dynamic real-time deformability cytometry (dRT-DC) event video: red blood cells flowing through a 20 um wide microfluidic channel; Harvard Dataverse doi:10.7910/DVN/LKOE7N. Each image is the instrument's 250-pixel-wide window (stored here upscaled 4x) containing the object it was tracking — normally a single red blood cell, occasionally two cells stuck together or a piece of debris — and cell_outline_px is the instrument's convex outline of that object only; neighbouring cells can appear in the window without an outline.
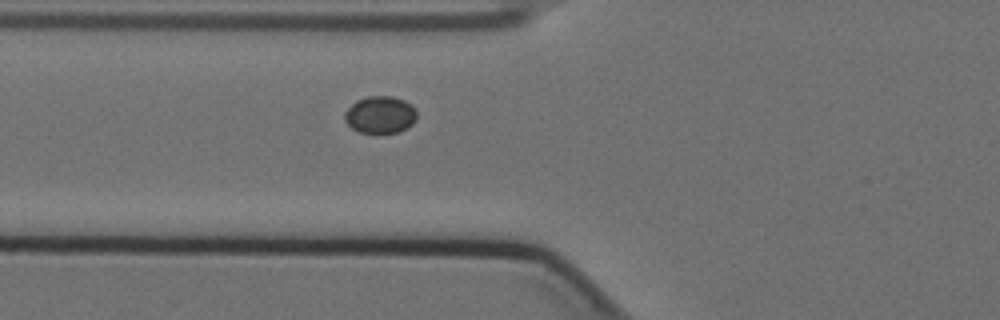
{"species": "Egyptian fruit bat (a non-hibernating species)", "species_latin": "Rousettus aegyptiacus", "temperature_condition": "cold", "stored_images_in_passage": 4, "camera_frame_rate_fps": 3000, "um_per_image_px": 0.085, "animal": {"sex": "female"}, "frame": {"image": 1, "passage_image": 4, "time_ms": 1.0, "image_size_px": [1000, 320], "cell_outline_px": [[416, 120], [408, 128], [400, 132], [360, 132], [352, 128], [344, 120], [344, 112], [356, 100], [368, 96], [392, 96], [404, 100], [412, 104], [416, 108]], "centroid_in_image_um": [32.34, 9.74], "position_along_channel_um": 93.5, "area_um2": 15.72}}